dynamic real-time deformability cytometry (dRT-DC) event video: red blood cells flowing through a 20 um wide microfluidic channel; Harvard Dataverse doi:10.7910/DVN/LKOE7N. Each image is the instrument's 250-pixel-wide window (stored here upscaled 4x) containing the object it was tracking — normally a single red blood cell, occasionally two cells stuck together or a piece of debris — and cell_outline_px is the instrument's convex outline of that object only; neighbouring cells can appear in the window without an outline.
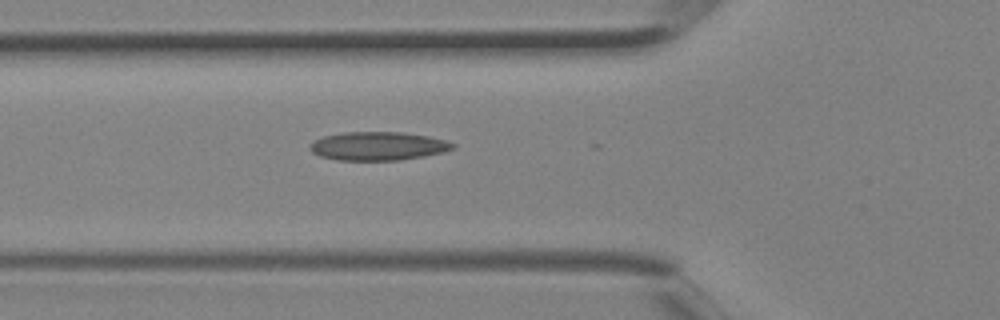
{"species": "Egyptian fruit bat (a non-hibernating species)", "species_latin": "Rousettus aegyptiacus", "temperature_condition": "room temperature", "stored_images_in_passage": 4, "camera_frame_rate_fps": 3000, "um_per_image_px": 0.085, "animal": {"sex": "female"}, "frame": {"image": 1, "passage_image": 4, "time_ms": 1.0, "image_size_px": [1000, 320], "cell_outline_px": [[456, 148], [444, 152], [424, 156], [400, 160], [336, 160], [320, 156], [312, 152], [308, 148], [316, 140], [324, 136], [344, 132], [400, 132], [428, 136], [444, 140], [456, 144]], "centroid_in_image_um": [32.16, 12.42], "position_along_channel_um": 93.6, "area_um2": 23.7}}